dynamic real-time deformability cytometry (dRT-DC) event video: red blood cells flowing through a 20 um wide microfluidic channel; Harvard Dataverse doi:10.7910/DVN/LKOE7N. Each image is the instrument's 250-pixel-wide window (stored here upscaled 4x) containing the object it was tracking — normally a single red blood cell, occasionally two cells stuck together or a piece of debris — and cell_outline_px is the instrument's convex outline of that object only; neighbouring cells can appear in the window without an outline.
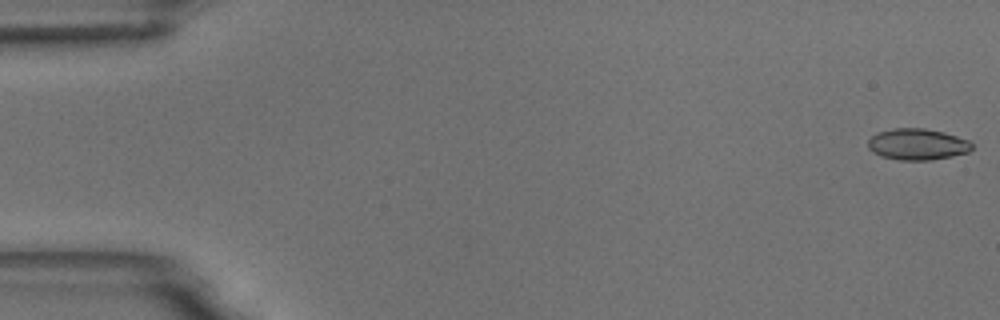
{"species": "common noctule bat (a hibernating species)", "species_latin": "Nyctalus noctula", "temperature_condition": "room temperature", "stored_images_in_passage": 6, "segment_of_instrument_passage": [2, 2], "camera_frame_rate_fps": 3000, "um_per_image_px": 0.085, "animal": {"sex": "male", "body_mass_g": 18.8}, "frame": {"image": 1, "passage_image": 6, "time_ms": 6.333, "image_size_px": [1000, 320], "cell_outline_px": [[972, 148], [968, 152], [952, 156], [932, 160], [900, 160], [880, 156], [872, 152], [868, 148], [868, 140], [876, 132], [892, 128], [924, 128], [944, 132], [968, 140], [972, 144]], "centroid_in_image_um": [77.95, 12.26], "position_along_channel_um": 7.1, "area_um2": 19.07}}